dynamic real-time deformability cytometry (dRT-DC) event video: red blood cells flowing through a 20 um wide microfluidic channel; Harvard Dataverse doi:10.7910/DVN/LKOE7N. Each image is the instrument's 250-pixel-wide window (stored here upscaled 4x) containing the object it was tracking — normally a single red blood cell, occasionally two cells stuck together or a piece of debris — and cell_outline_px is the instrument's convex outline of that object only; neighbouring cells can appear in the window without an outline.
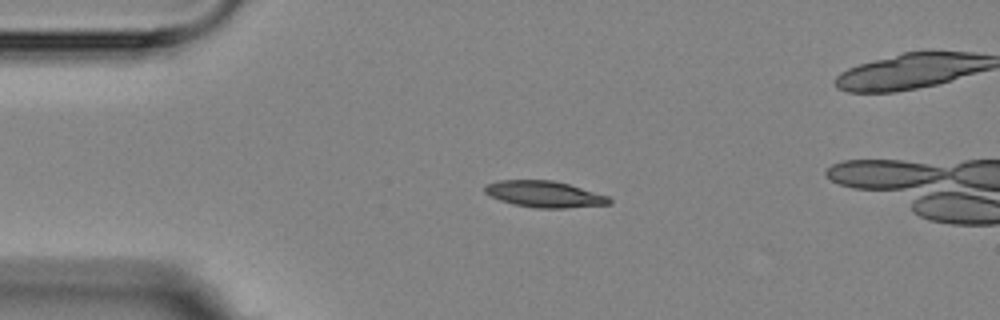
{"species": "Egyptian fruit bat (a non-hibernating species)", "species_latin": "Rousettus aegyptiacus", "temperature_condition": "room temperature", "stored_images_in_passage": 4, "camera_frame_rate_fps": 3000, "um_per_image_px": 0.085, "animal": {"sex": "female"}, "frame": {"image": 1, "passage_image": 2, "time_ms": 1.333, "image_size_px": [1000, 320], "cell_outline_px": [[612, 204], [564, 208], [536, 208], [512, 204], [500, 200], [484, 192], [484, 188], [488, 184], [500, 180], [552, 180], [568, 184], [608, 196], [612, 200]], "centroid_in_image_um": [46.29, 16.51], "position_along_channel_um": 38.7, "area_um2": 18.96}}